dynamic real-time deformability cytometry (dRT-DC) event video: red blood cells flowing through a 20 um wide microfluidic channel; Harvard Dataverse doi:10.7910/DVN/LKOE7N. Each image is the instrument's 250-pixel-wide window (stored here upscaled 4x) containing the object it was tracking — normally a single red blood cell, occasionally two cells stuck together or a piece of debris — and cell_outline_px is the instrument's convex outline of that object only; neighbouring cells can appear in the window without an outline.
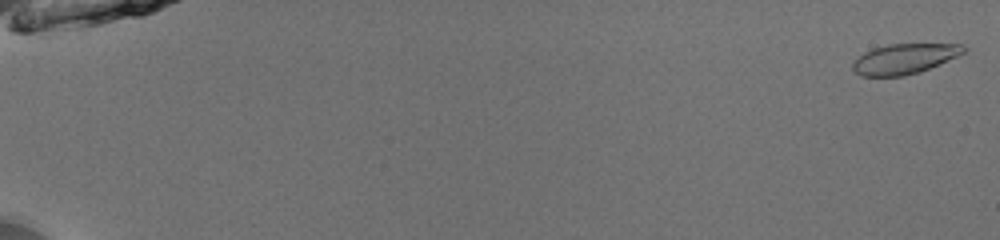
{"species": "common noctule bat (a hibernating species)", "species_latin": "Nyctalus noctula", "temperature_condition": "room temperature", "stored_images_in_passage": 53, "camera_frame_rate_fps": 3000, "um_per_image_px": 0.085, "animal": {"sex": "male", "body_mass_g": 13.0, "forearm_length_mm": 53.1}, "frame": {"image": 1, "passage_image": 1, "time_ms": 0.0, "image_size_px": [1000, 240], "cell_outline_px": [[968, 48], [964, 52], [940, 64], [920, 72], [904, 76], [860, 76], [852, 68], [852, 64], [864, 52], [872, 48], [888, 44], [964, 44]], "centroid_in_image_um": [76.88, 5.0], "position_along_channel_um": 8.1, "area_um2": 19.48}}
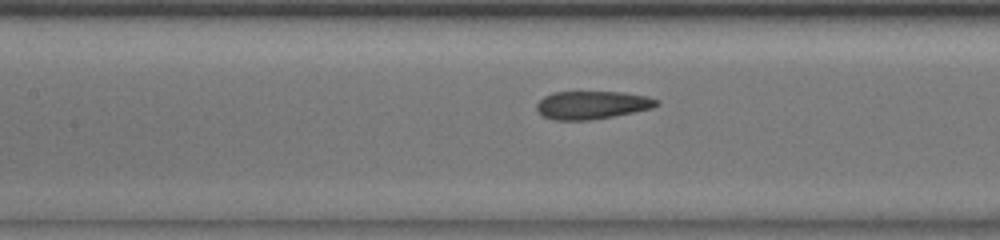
{"frame": {"image": 2, "passage_image": 27, "time_ms": 8.667, "image_size_px": [1000, 240], "cell_outline_px": [[660, 104], [652, 108], [612, 116], [588, 120], [556, 120], [544, 116], [536, 108], [536, 104], [544, 96], [552, 92], [624, 92], [648, 96], [660, 100]], "centroid_in_image_um": [50.35, 8.91], "position_along_channel_um": 157.1, "area_um2": 19.54}}
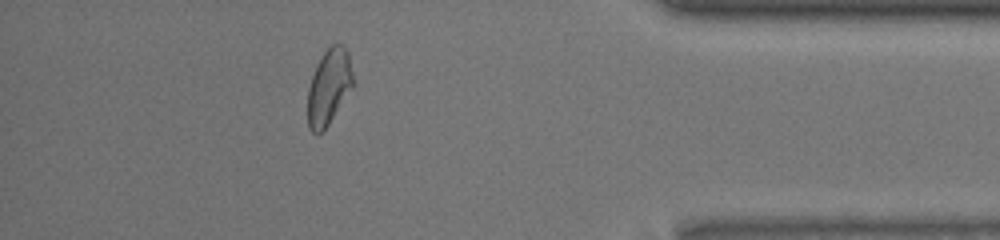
{"frame": {"image": 3, "passage_image": 48, "time_ms": 15.667, "image_size_px": [1000, 240], "cell_outline_px": [[352, 88], [324, 132], [316, 136], [308, 128], [308, 88], [316, 64], [324, 52], [332, 44], [340, 44], [348, 52], [352, 72]], "centroid_in_image_um": [27.93, 7.44], "position_along_channel_um": 407.3, "area_um2": 20.0}, "authors_computed_cell_mechanics": {"area_um2": 20.4612, "velocity_mm_per_s": 3.9602, "shape_relaxation_time_tau1_ms": 9.9709, "shape_relaxation_time_tau2_ms": 2.1222, "deformation_change_tau1": 0.2036, "deformation_change_tau2": 0.0304}}